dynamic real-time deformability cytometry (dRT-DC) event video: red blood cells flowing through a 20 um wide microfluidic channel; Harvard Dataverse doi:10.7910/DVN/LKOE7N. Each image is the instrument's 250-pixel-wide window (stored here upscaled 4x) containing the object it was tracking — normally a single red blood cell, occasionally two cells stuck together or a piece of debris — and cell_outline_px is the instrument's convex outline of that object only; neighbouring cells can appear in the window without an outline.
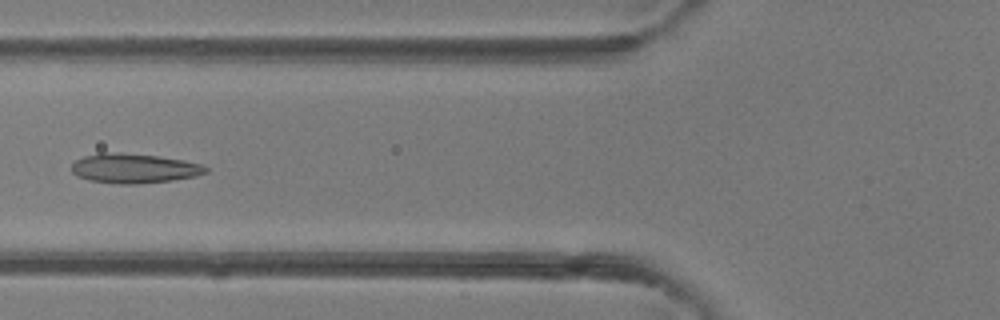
{"species": "common noctule bat (a hibernating species)", "species_latin": "Nyctalus noctula", "temperature_condition": "room temperature", "stored_images_in_passage": 5, "camera_frame_rate_fps": 3000, "um_per_image_px": 0.085, "animal": {"sex": "female"}, "frame": {"image": 1, "passage_image": 5, "time_ms": 4.667, "image_size_px": [1000, 320], "cell_outline_px": [[208, 172], [196, 176], [172, 180], [136, 184], [116, 184], [88, 180], [76, 176], [72, 172], [72, 164], [76, 160], [84, 156], [100, 152], [124, 152], [156, 156], [184, 160], [200, 164], [208, 168]], "centroid_in_image_um": [11.37, 14.31], "position_along_channel_um": 114.4, "area_um2": 23.29}}